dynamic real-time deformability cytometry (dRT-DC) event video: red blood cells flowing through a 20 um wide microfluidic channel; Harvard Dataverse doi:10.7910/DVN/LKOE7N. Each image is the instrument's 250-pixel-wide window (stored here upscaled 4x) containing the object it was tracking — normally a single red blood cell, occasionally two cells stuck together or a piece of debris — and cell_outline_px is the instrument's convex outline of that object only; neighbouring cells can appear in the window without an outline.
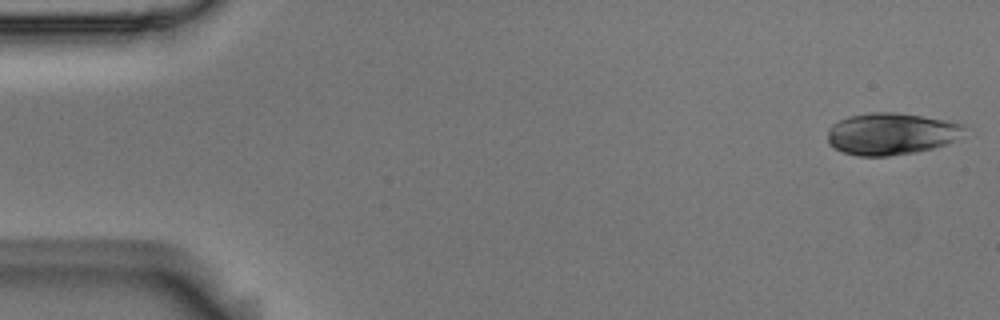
{"species": "Egyptian fruit bat (a non-hibernating species)", "species_latin": "Rousettus aegyptiacus", "temperature_condition": "room temperature", "stored_images_in_passage": 53, "camera_frame_rate_fps": 3000, "um_per_image_px": 0.085, "animal": {"sex": "male"}, "frame": {"image": 1, "passage_image": 1, "time_ms": 0.0, "image_size_px": [1000, 320], "cell_outline_px": [[968, 132], [948, 144], [916, 152], [888, 156], [856, 156], [844, 152], [828, 144], [828, 128], [832, 124], [848, 116], [872, 112], [896, 112], [956, 120], [964, 124]], "centroid_in_image_um": [75.83, 11.35], "position_along_channel_um": 9.2, "area_um2": 34.1}}
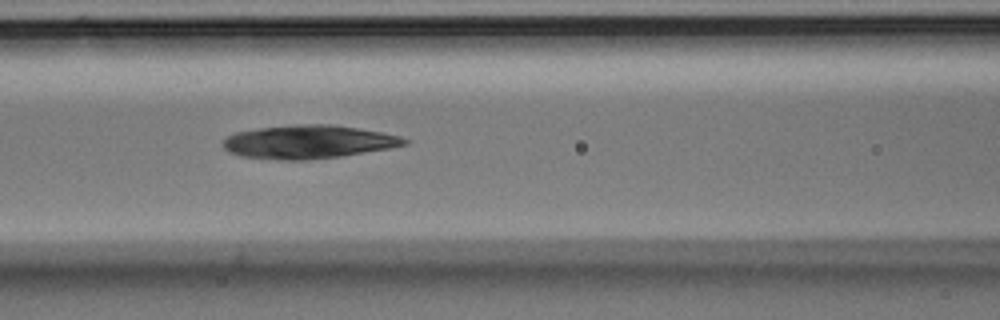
{"frame": {"image": 2, "passage_image": 22, "time_ms": 7.0, "image_size_px": [1000, 320], "cell_outline_px": [[408, 144], [388, 148], [340, 156], [304, 160], [276, 160], [240, 156], [228, 152], [224, 148], [224, 140], [228, 136], [236, 132], [260, 128], [296, 124], [328, 124], [356, 128], [380, 132], [400, 136], [408, 140]], "centroid_in_image_um": [26.17, 12.06], "position_along_channel_um": 140.4, "area_um2": 34.97}}
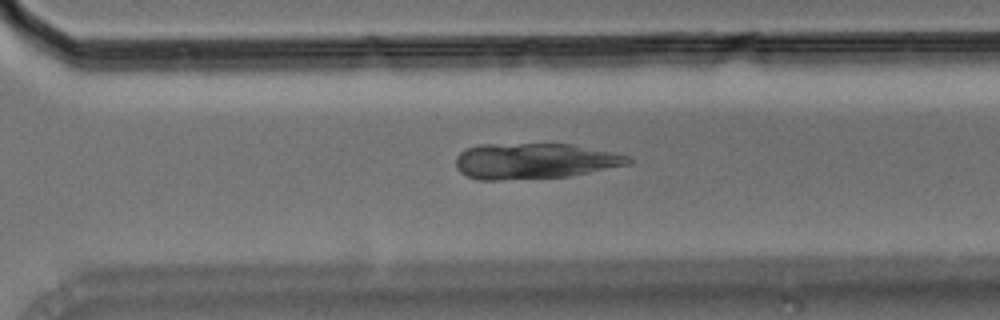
{"frame": {"image": 3, "passage_image": 37, "time_ms": 12.0, "image_size_px": [1000, 320], "cell_outline_px": [[632, 164], [568, 176], [500, 180], [480, 180], [468, 176], [460, 172], [456, 168], [456, 156], [460, 152], [468, 148], [480, 144], [572, 144], [632, 156]], "centroid_in_image_um": [45.45, 13.68], "position_along_channel_um": 325.2, "area_um2": 35.95}}